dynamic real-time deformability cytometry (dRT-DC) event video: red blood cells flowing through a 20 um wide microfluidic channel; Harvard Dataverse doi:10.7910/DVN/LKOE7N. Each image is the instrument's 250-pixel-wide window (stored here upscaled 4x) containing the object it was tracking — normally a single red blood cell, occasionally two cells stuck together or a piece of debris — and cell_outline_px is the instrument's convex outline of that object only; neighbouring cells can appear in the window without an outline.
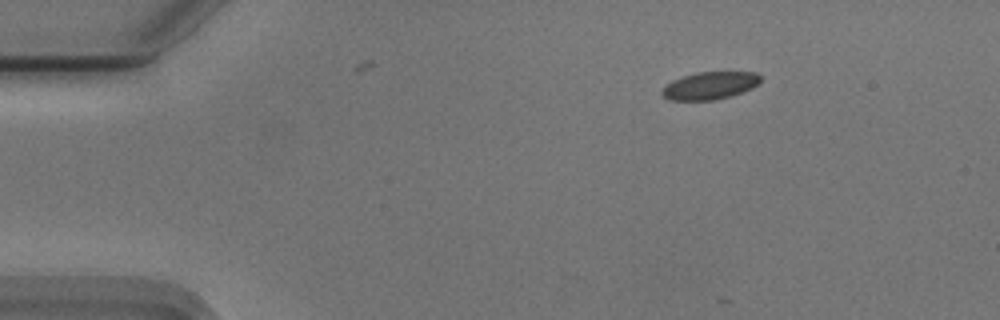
{"species": "Egyptian fruit bat (a non-hibernating species)", "species_latin": "Rousettus aegyptiacus", "temperature_condition": "cold", "stored_images_in_passage": 21, "camera_frame_rate_fps": 3000, "um_per_image_px": 0.085, "animal": {"sex": "male"}, "frame": {"image": 1, "passage_image": 1, "time_ms": 0.0, "image_size_px": [1000, 320], "cell_outline_px": [[760, 80], [752, 88], [732, 96], [712, 100], [668, 100], [660, 92], [672, 80], [696, 72], [756, 72], [760, 76]], "centroid_in_image_um": [60.33, 7.28], "position_along_channel_um": 24.7, "area_um2": 15.66}}
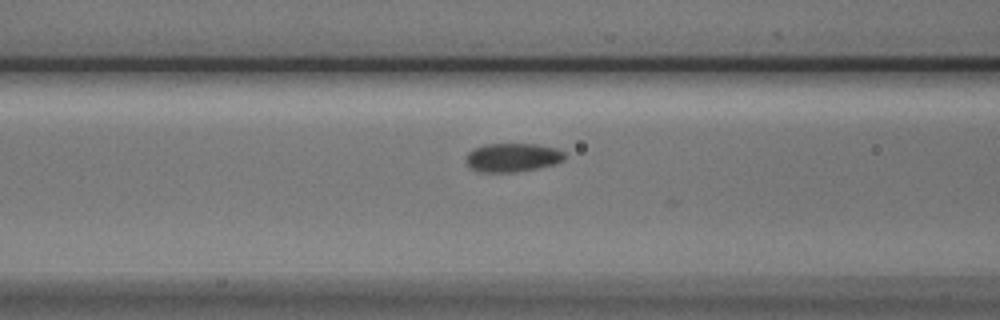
{"frame": {"image": 2, "passage_image": 15, "time_ms": 4.667, "image_size_px": [1000, 320], "cell_outline_px": [[564, 160], [556, 164], [516, 172], [476, 172], [468, 168], [468, 152], [484, 144], [536, 144], [556, 148], [564, 152]], "centroid_in_image_um": [43.57, 13.39], "position_along_channel_um": 123.0, "area_um2": 16.47}}
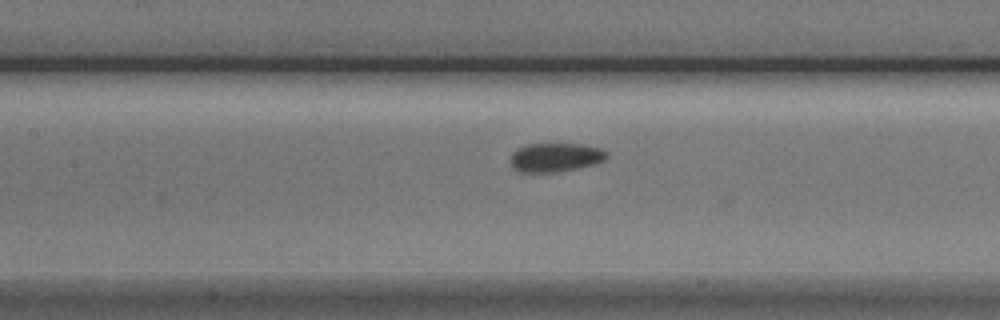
{"frame": {"image": 3, "passage_image": 18, "time_ms": 5.667, "image_size_px": [1000, 320], "cell_outline_px": [[608, 156], [604, 160], [592, 164], [576, 168], [556, 172], [520, 172], [512, 168], [512, 152], [516, 148], [528, 144], [584, 144], [600, 148], [608, 152]], "centroid_in_image_um": [47.2, 13.36], "position_along_channel_um": 160.2, "area_um2": 16.13}}